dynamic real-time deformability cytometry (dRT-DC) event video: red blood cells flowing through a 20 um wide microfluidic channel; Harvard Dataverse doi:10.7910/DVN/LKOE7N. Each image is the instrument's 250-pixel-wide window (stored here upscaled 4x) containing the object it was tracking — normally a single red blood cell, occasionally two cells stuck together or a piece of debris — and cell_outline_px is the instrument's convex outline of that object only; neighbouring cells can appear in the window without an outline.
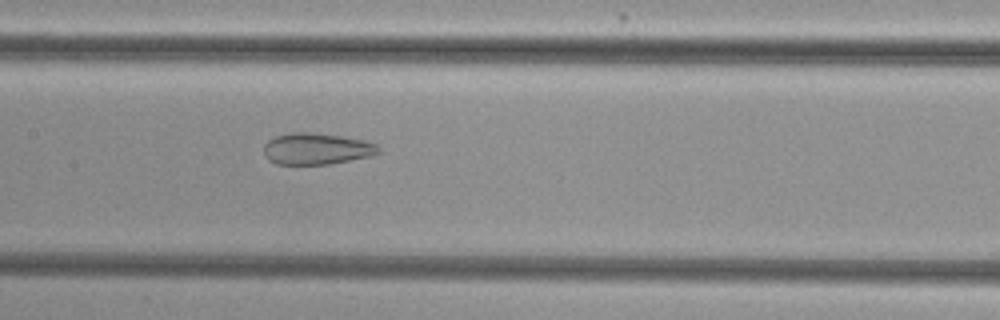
{"species": "common noctule bat (a hibernating species)", "species_latin": "Nyctalus noctula", "temperature_condition": "cold", "stored_images_in_passage": 42, "camera_frame_rate_fps": 3000, "um_per_image_px": 0.085, "animal": {"sex": "female", "body_mass_g": 29.2, "forearm_length_mm": 56.3}, "frame": {"image": 1, "passage_image": 15, "time_ms": 4.667, "image_size_px": [1000, 320], "cell_outline_px": [[380, 152], [372, 156], [328, 164], [276, 164], [268, 160], [264, 152], [264, 144], [268, 140], [276, 136], [292, 132], [312, 132], [344, 136], [364, 140], [376, 144], [380, 148]], "centroid_in_image_um": [26.92, 12.64], "position_along_channel_um": 180.5, "area_um2": 21.15}}
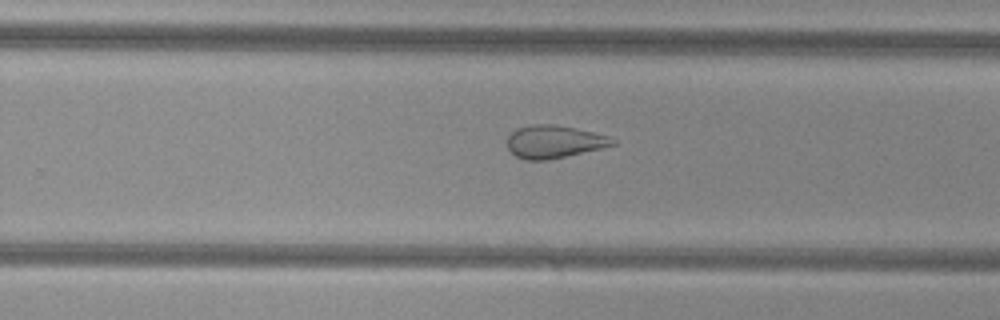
{"frame": {"image": 2, "passage_image": 23, "time_ms": 7.333, "image_size_px": [1000, 320], "cell_outline_px": [[616, 144], [600, 148], [548, 160], [524, 160], [516, 156], [508, 148], [508, 136], [516, 128], [532, 124], [552, 124], [576, 128], [608, 136], [616, 140]], "centroid_in_image_um": [47.07, 12.04], "position_along_channel_um": 282.7, "area_um2": 19.94}}
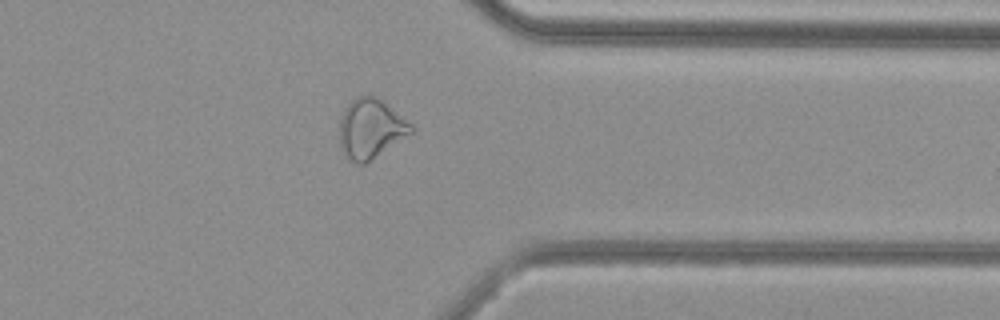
{"frame": {"image": 3, "passage_image": 31, "time_ms": 10.0, "image_size_px": [1000, 320], "cell_outline_px": [[416, 132], [364, 164], [356, 164], [344, 156], [340, 144], [340, 116], [344, 108], [356, 96], [368, 92], [376, 96], [412, 124], [416, 128]], "centroid_in_image_um": [31.52, 10.92], "position_along_channel_um": 379.9, "area_um2": 25.37}, "authors_computed_cell_mechanics": {"area_um2": 25.2297, "velocity_mm_per_s": 3.8385, "shape_relaxation_time_tau1_ms": null, "shape_relaxation_time_tau2_ms": 1.8112, "deformation_change_tau1": null, "deformation_change_tau2": 0.1018}}